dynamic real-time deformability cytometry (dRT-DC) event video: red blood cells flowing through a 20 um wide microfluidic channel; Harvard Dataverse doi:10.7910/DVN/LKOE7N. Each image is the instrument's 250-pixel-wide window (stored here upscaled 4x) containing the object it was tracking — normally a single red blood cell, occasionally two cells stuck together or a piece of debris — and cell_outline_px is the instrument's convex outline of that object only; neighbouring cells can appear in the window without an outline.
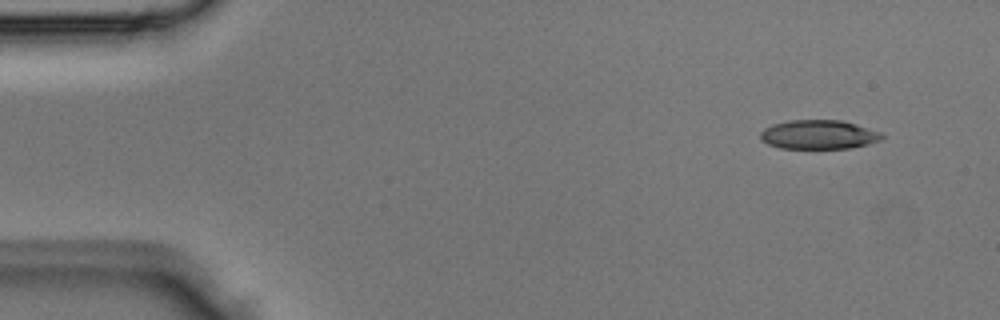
{"species": "Egyptian fruit bat (a non-hibernating species)", "species_latin": "Rousettus aegyptiacus", "temperature_condition": "room temperature", "stored_images_in_passage": 3, "camera_frame_rate_fps": 3000, "um_per_image_px": 0.085, "animal": {"sex": "male"}, "frame": {"image": 1, "passage_image": 1, "time_ms": 0.0, "image_size_px": [1000, 320], "cell_outline_px": [[884, 136], [880, 140], [868, 144], [852, 148], [780, 148], [768, 144], [760, 140], [760, 132], [764, 128], [772, 124], [788, 120], [840, 120], [856, 124], [884, 132]], "centroid_in_image_um": [69.6, 11.43], "position_along_channel_um": 15.4, "area_um2": 20.81}}